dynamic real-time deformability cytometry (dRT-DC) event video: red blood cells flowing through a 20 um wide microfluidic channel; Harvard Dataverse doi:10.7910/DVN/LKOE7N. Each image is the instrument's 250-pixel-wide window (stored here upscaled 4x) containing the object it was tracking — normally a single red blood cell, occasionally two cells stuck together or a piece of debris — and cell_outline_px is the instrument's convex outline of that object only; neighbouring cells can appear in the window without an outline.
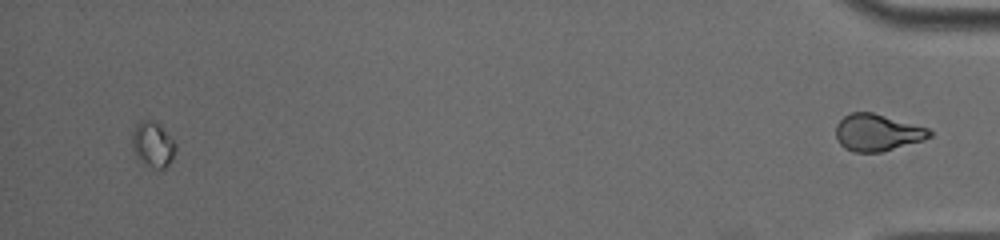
{"species": "common noctule bat (a hibernating species)", "species_latin": "Nyctalus noctula", "temperature_condition": "cold", "stored_images_in_passage": 52, "camera_frame_rate_fps": 3000, "um_per_image_px": 0.085, "animal": {"sex": "male", "body_mass_g": 19.0, "forearm_length_mm": 50.8}, "frame": {"image": 1, "passage_image": 49, "time_ms": 16.0, "image_size_px": [1000, 240], "cell_outline_px": [[176, 148], [172, 160], [164, 168], [156, 168], [144, 164], [136, 156], [132, 148], [132, 136], [136, 124], [140, 120], [152, 120], [160, 124], [176, 144]], "centroid_in_image_um": [12.99, 12.26], "position_along_channel_um": 422.2, "area_um2": 11.44}}